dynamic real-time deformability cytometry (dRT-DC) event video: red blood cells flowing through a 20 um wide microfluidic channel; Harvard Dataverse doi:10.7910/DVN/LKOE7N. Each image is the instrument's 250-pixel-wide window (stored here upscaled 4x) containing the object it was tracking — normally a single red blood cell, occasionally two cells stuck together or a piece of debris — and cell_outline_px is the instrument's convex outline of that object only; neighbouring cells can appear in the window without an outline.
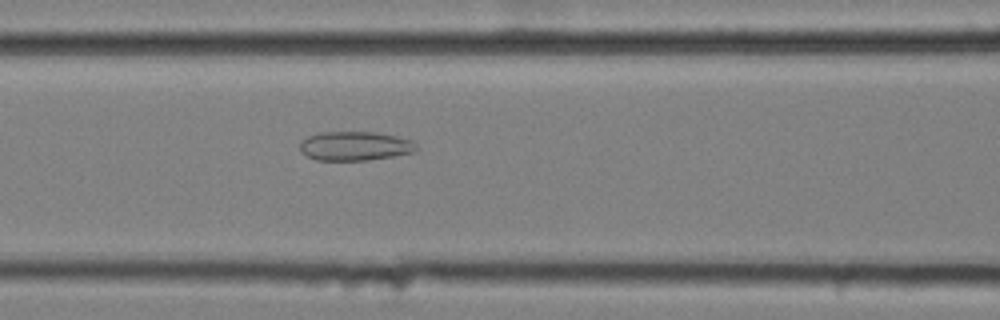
{"species": "common noctule bat (a hibernating species)", "species_latin": "Nyctalus noctula", "temperature_condition": "cold", "stored_images_in_passage": 58, "camera_frame_rate_fps": 3000, "um_per_image_px": 0.085, "animal": {"sex": "female", "body_mass_g": 25.1}, "frame": {"image": 1, "passage_image": 25, "time_ms": 8.0, "image_size_px": [1000, 320], "cell_outline_px": [[420, 148], [412, 152], [392, 156], [368, 160], [316, 160], [300, 152], [300, 140], [308, 136], [320, 132], [376, 132], [396, 136], [412, 140]], "centroid_in_image_um": [30.15, 12.4], "position_along_channel_um": 136.4, "area_um2": 19.83}}
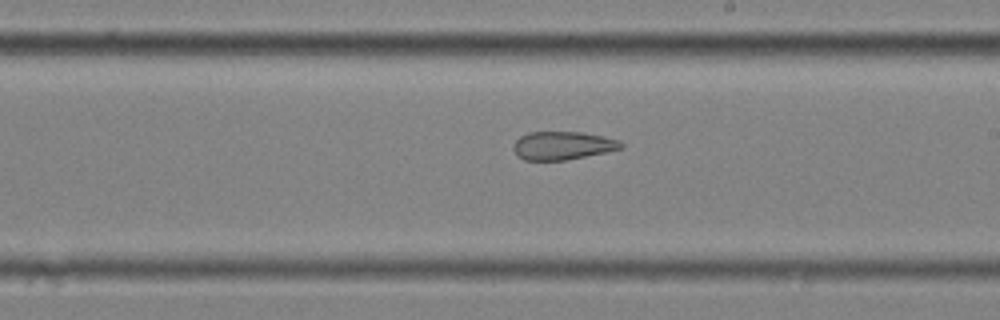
{"frame": {"image": 2, "passage_image": 34, "time_ms": 11.0, "image_size_px": [1000, 320], "cell_outline_px": [[624, 148], [564, 160], [524, 160], [516, 156], [512, 148], [516, 140], [520, 136], [528, 132], [580, 132], [604, 136], [620, 140], [624, 144]], "centroid_in_image_um": [47.81, 12.37], "position_along_channel_um": 241.2, "area_um2": 17.74}}
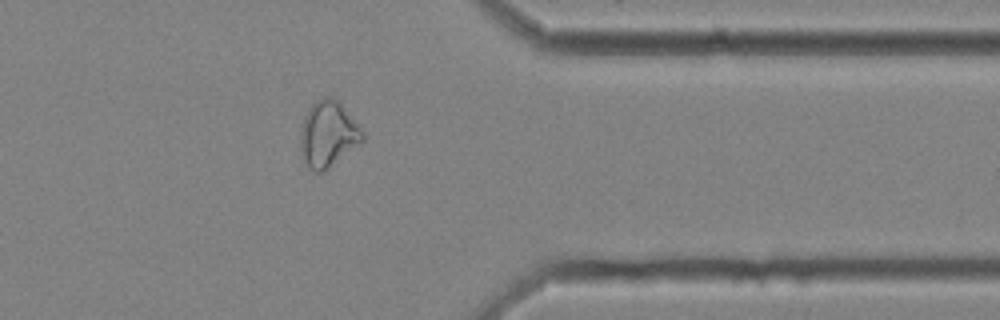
{"frame": {"image": 3, "passage_image": 47, "time_ms": 15.333, "image_size_px": [1000, 320], "cell_outline_px": [[364, 140], [324, 172], [316, 172], [308, 168], [304, 160], [300, 148], [300, 128], [304, 116], [308, 108], [316, 100], [324, 96], [332, 96], [340, 100], [364, 132]], "centroid_in_image_um": [27.88, 11.36], "position_along_channel_um": 383.5, "area_um2": 24.28}, "authors_computed_cell_mechanics": {"area_um2": 24.854, "velocity_mm_per_s": 3.4997, "shape_relaxation_time_tau1_ms": null, "shape_relaxation_time_tau2_ms": 2.6616, "deformation_change_tau1": null, "deformation_change_tau2": 0.1057}}